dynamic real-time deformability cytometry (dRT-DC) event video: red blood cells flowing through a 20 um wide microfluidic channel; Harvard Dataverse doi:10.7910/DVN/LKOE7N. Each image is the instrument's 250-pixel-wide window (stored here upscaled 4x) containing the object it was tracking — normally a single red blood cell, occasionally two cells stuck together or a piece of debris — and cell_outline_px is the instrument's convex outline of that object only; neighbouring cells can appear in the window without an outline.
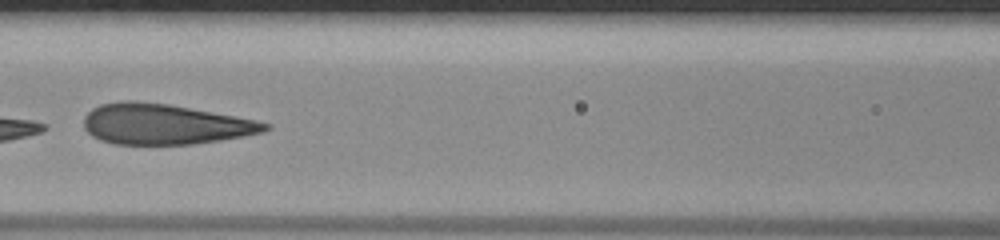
{"species": "human", "species_latin": "Homo sapiens", "temperature_condition": "room temperature", "stored_images_in_passage": 23, "camera_frame_rate_fps": 3000, "um_per_image_px": 0.085, "donor": {"sex": "male"}, "frame": {"image": 1, "passage_image": 16, "time_ms": 5.0, "image_size_px": [1000, 240], "cell_outline_px": [[272, 128], [264, 132], [220, 140], [192, 144], [116, 144], [100, 140], [92, 136], [84, 128], [84, 116], [92, 108], [100, 104], [120, 100], [128, 100], [168, 104], [256, 120], [272, 124]], "centroid_in_image_um": [13.98, 10.55], "position_along_channel_um": 152.6, "area_um2": 42.66}}
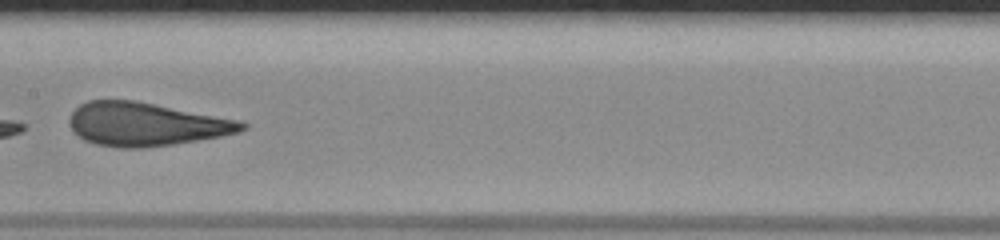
{"frame": {"image": 2, "passage_image": 19, "time_ms": 6.0, "image_size_px": [1000, 240], "cell_outline_px": [[248, 128], [240, 132], [220, 136], [172, 144], [140, 148], [120, 148], [96, 144], [84, 140], [72, 128], [72, 112], [80, 104], [88, 100], [136, 100], [236, 120], [248, 124]], "centroid_in_image_um": [12.41, 10.56], "position_along_channel_um": 195.0, "area_um2": 42.95}}